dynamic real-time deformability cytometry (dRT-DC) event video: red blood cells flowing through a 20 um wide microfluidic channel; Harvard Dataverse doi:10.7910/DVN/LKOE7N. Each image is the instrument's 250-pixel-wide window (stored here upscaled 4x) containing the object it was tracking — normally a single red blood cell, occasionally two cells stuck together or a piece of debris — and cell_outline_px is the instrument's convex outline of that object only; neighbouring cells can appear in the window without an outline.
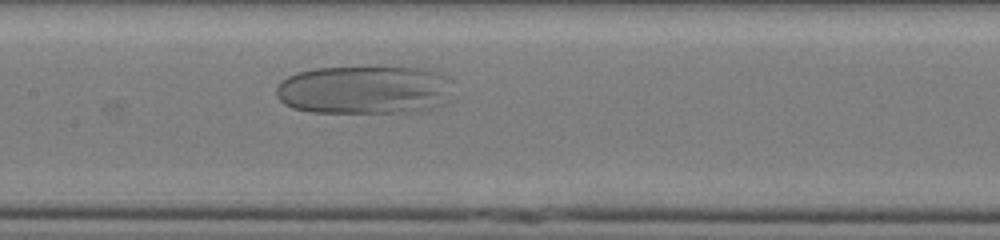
{"species": "human", "species_latin": "Homo sapiens", "temperature_condition": "cold", "stored_images_in_passage": 30, "camera_frame_rate_fps": 3000, "um_per_image_px": 0.085, "donor": {"sex": "male"}, "frame": {"image": 1, "passage_image": 12, "time_ms": 3.667, "image_size_px": [1000, 240], "cell_outline_px": [[452, 80], [432, 108], [416, 112], [312, 112], [292, 108], [284, 104], [276, 96], [276, 84], [280, 80], [288, 76], [300, 72], [316, 68], [424, 68], [440, 72], [448, 76]], "centroid_in_image_um": [30.84, 7.63], "position_along_channel_um": 176.6, "area_um2": 49.19}}
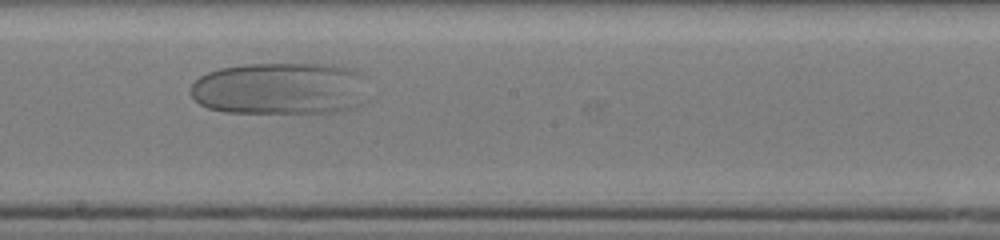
{"frame": {"image": 2, "passage_image": 16, "time_ms": 5.0, "image_size_px": [1000, 240], "cell_outline_px": [[360, 104], [356, 108], [336, 112], [308, 116], [224, 112], [208, 108], [200, 104], [192, 96], [192, 84], [200, 76], [208, 72], [220, 68], [248, 64], [324, 64], [344, 68], [356, 72]], "centroid_in_image_um": [23.67, 7.6], "position_along_channel_um": 224.5, "area_um2": 54.22}}
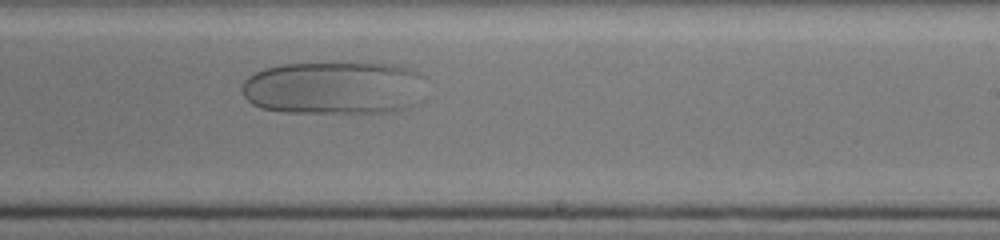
{"frame": {"image": 3, "passage_image": 19, "time_ms": 6.0, "image_size_px": [1000, 240], "cell_outline_px": [[424, 100], [420, 104], [400, 112], [284, 112], [260, 108], [252, 104], [244, 96], [244, 80], [248, 76], [264, 68], [280, 64], [332, 60], [352, 60], [392, 64], [412, 68], [416, 72]], "centroid_in_image_um": [28.43, 7.42], "position_along_channel_um": 260.6, "area_um2": 58.78}}